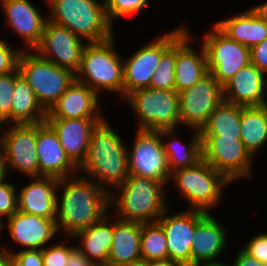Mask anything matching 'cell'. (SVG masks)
Wrapping results in <instances>:
<instances>
[{
	"instance_id": "6da1fadb",
	"label": "cell",
	"mask_w": 267,
	"mask_h": 266,
	"mask_svg": "<svg viewBox=\"0 0 267 266\" xmlns=\"http://www.w3.org/2000/svg\"><path fill=\"white\" fill-rule=\"evenodd\" d=\"M56 200V224L61 237H73L111 211L110 193L80 174L59 179Z\"/></svg>"
},
{
	"instance_id": "7a4b0ae2",
	"label": "cell",
	"mask_w": 267,
	"mask_h": 266,
	"mask_svg": "<svg viewBox=\"0 0 267 266\" xmlns=\"http://www.w3.org/2000/svg\"><path fill=\"white\" fill-rule=\"evenodd\" d=\"M107 120L100 122L91 134L86 157L78 167V174L99 184L110 194L128 178L129 143Z\"/></svg>"
},
{
	"instance_id": "3957f363",
	"label": "cell",
	"mask_w": 267,
	"mask_h": 266,
	"mask_svg": "<svg viewBox=\"0 0 267 266\" xmlns=\"http://www.w3.org/2000/svg\"><path fill=\"white\" fill-rule=\"evenodd\" d=\"M167 186L161 180L129 174L110 194V212L122 221L157 222L170 207Z\"/></svg>"
},
{
	"instance_id": "277c9868",
	"label": "cell",
	"mask_w": 267,
	"mask_h": 266,
	"mask_svg": "<svg viewBox=\"0 0 267 266\" xmlns=\"http://www.w3.org/2000/svg\"><path fill=\"white\" fill-rule=\"evenodd\" d=\"M114 35L106 41L87 43L76 80L86 84L99 96L102 92L115 93L123 100V56Z\"/></svg>"
},
{
	"instance_id": "5b68a950",
	"label": "cell",
	"mask_w": 267,
	"mask_h": 266,
	"mask_svg": "<svg viewBox=\"0 0 267 266\" xmlns=\"http://www.w3.org/2000/svg\"><path fill=\"white\" fill-rule=\"evenodd\" d=\"M48 20L65 26L87 43L111 38L104 0H47Z\"/></svg>"
},
{
	"instance_id": "8992f818",
	"label": "cell",
	"mask_w": 267,
	"mask_h": 266,
	"mask_svg": "<svg viewBox=\"0 0 267 266\" xmlns=\"http://www.w3.org/2000/svg\"><path fill=\"white\" fill-rule=\"evenodd\" d=\"M168 182L187 204V209L202 210L207 213L215 211L223 201V192L231 186V181L221 172L216 171L205 160L196 165L181 168L170 173Z\"/></svg>"
},
{
	"instance_id": "52a82bcc",
	"label": "cell",
	"mask_w": 267,
	"mask_h": 266,
	"mask_svg": "<svg viewBox=\"0 0 267 266\" xmlns=\"http://www.w3.org/2000/svg\"><path fill=\"white\" fill-rule=\"evenodd\" d=\"M123 100L137 117L136 129L180 128L179 93L176 90L146 87L134 90Z\"/></svg>"
},
{
	"instance_id": "ba28073f",
	"label": "cell",
	"mask_w": 267,
	"mask_h": 266,
	"mask_svg": "<svg viewBox=\"0 0 267 266\" xmlns=\"http://www.w3.org/2000/svg\"><path fill=\"white\" fill-rule=\"evenodd\" d=\"M18 69L47 112L76 80L74 73L42 58L34 50L21 51Z\"/></svg>"
},
{
	"instance_id": "9c48e42d",
	"label": "cell",
	"mask_w": 267,
	"mask_h": 266,
	"mask_svg": "<svg viewBox=\"0 0 267 266\" xmlns=\"http://www.w3.org/2000/svg\"><path fill=\"white\" fill-rule=\"evenodd\" d=\"M188 28L185 24H180L170 32L155 36V39H152L151 42L141 45L128 58L123 56V99L134 90L150 87L152 76L157 69L161 56Z\"/></svg>"
},
{
	"instance_id": "30bf717a",
	"label": "cell",
	"mask_w": 267,
	"mask_h": 266,
	"mask_svg": "<svg viewBox=\"0 0 267 266\" xmlns=\"http://www.w3.org/2000/svg\"><path fill=\"white\" fill-rule=\"evenodd\" d=\"M6 126L0 125V159L4 175L8 176L12 170L25 177L39 176L36 123Z\"/></svg>"
},
{
	"instance_id": "8fae6325",
	"label": "cell",
	"mask_w": 267,
	"mask_h": 266,
	"mask_svg": "<svg viewBox=\"0 0 267 266\" xmlns=\"http://www.w3.org/2000/svg\"><path fill=\"white\" fill-rule=\"evenodd\" d=\"M202 159L216 171L224 174L232 183L253 176L255 159L245 148L240 137L222 135H200Z\"/></svg>"
},
{
	"instance_id": "7c38bea8",
	"label": "cell",
	"mask_w": 267,
	"mask_h": 266,
	"mask_svg": "<svg viewBox=\"0 0 267 266\" xmlns=\"http://www.w3.org/2000/svg\"><path fill=\"white\" fill-rule=\"evenodd\" d=\"M203 36L207 69L223 86L241 68L251 63L250 48L230 39L214 23Z\"/></svg>"
},
{
	"instance_id": "4fadbf2b",
	"label": "cell",
	"mask_w": 267,
	"mask_h": 266,
	"mask_svg": "<svg viewBox=\"0 0 267 266\" xmlns=\"http://www.w3.org/2000/svg\"><path fill=\"white\" fill-rule=\"evenodd\" d=\"M223 100V86L208 72L195 85L179 92L180 127L200 131Z\"/></svg>"
},
{
	"instance_id": "5bb4252c",
	"label": "cell",
	"mask_w": 267,
	"mask_h": 266,
	"mask_svg": "<svg viewBox=\"0 0 267 266\" xmlns=\"http://www.w3.org/2000/svg\"><path fill=\"white\" fill-rule=\"evenodd\" d=\"M134 130L133 143L127 146L130 174L161 180L168 184L170 172L160 131Z\"/></svg>"
},
{
	"instance_id": "9a60e30c",
	"label": "cell",
	"mask_w": 267,
	"mask_h": 266,
	"mask_svg": "<svg viewBox=\"0 0 267 266\" xmlns=\"http://www.w3.org/2000/svg\"><path fill=\"white\" fill-rule=\"evenodd\" d=\"M87 42L65 26L47 21L40 43L33 49L42 58L75 75Z\"/></svg>"
},
{
	"instance_id": "2e32d148",
	"label": "cell",
	"mask_w": 267,
	"mask_h": 266,
	"mask_svg": "<svg viewBox=\"0 0 267 266\" xmlns=\"http://www.w3.org/2000/svg\"><path fill=\"white\" fill-rule=\"evenodd\" d=\"M170 211L168 208L157 221L165 232L168 258L180 266H191V246L195 227L207 212L186 209L170 214Z\"/></svg>"
},
{
	"instance_id": "e0dca14e",
	"label": "cell",
	"mask_w": 267,
	"mask_h": 266,
	"mask_svg": "<svg viewBox=\"0 0 267 266\" xmlns=\"http://www.w3.org/2000/svg\"><path fill=\"white\" fill-rule=\"evenodd\" d=\"M6 26L23 40L22 50H33L41 41L48 12L38 10L30 0H0Z\"/></svg>"
},
{
	"instance_id": "ac0fdd59",
	"label": "cell",
	"mask_w": 267,
	"mask_h": 266,
	"mask_svg": "<svg viewBox=\"0 0 267 266\" xmlns=\"http://www.w3.org/2000/svg\"><path fill=\"white\" fill-rule=\"evenodd\" d=\"M5 221L3 229H8L19 250L43 249L60 237L56 219H45L18 210Z\"/></svg>"
},
{
	"instance_id": "d6986e66",
	"label": "cell",
	"mask_w": 267,
	"mask_h": 266,
	"mask_svg": "<svg viewBox=\"0 0 267 266\" xmlns=\"http://www.w3.org/2000/svg\"><path fill=\"white\" fill-rule=\"evenodd\" d=\"M36 150L39 176L62 179L78 174V167L67 156L57 133L46 121L36 123Z\"/></svg>"
},
{
	"instance_id": "ffe728a7",
	"label": "cell",
	"mask_w": 267,
	"mask_h": 266,
	"mask_svg": "<svg viewBox=\"0 0 267 266\" xmlns=\"http://www.w3.org/2000/svg\"><path fill=\"white\" fill-rule=\"evenodd\" d=\"M224 101L249 106L267 104V75L249 63L223 85Z\"/></svg>"
},
{
	"instance_id": "44dd1931",
	"label": "cell",
	"mask_w": 267,
	"mask_h": 266,
	"mask_svg": "<svg viewBox=\"0 0 267 266\" xmlns=\"http://www.w3.org/2000/svg\"><path fill=\"white\" fill-rule=\"evenodd\" d=\"M105 118H46L57 133L59 141L70 160L79 167L84 161L91 134Z\"/></svg>"
},
{
	"instance_id": "7402d4cb",
	"label": "cell",
	"mask_w": 267,
	"mask_h": 266,
	"mask_svg": "<svg viewBox=\"0 0 267 266\" xmlns=\"http://www.w3.org/2000/svg\"><path fill=\"white\" fill-rule=\"evenodd\" d=\"M28 183L17 189L18 210L45 219H56L58 178L28 177Z\"/></svg>"
},
{
	"instance_id": "603a6c76",
	"label": "cell",
	"mask_w": 267,
	"mask_h": 266,
	"mask_svg": "<svg viewBox=\"0 0 267 266\" xmlns=\"http://www.w3.org/2000/svg\"><path fill=\"white\" fill-rule=\"evenodd\" d=\"M100 96L75 80L47 112L46 118H106Z\"/></svg>"
},
{
	"instance_id": "cb8c5ba5",
	"label": "cell",
	"mask_w": 267,
	"mask_h": 266,
	"mask_svg": "<svg viewBox=\"0 0 267 266\" xmlns=\"http://www.w3.org/2000/svg\"><path fill=\"white\" fill-rule=\"evenodd\" d=\"M189 29L176 41L175 90L179 93L195 85L208 73L207 57L202 44L196 50V39ZM195 49V50H194Z\"/></svg>"
},
{
	"instance_id": "d4e9b609",
	"label": "cell",
	"mask_w": 267,
	"mask_h": 266,
	"mask_svg": "<svg viewBox=\"0 0 267 266\" xmlns=\"http://www.w3.org/2000/svg\"><path fill=\"white\" fill-rule=\"evenodd\" d=\"M221 223L210 212L196 224L191 246V266L223 257V252L228 247V229L230 228Z\"/></svg>"
},
{
	"instance_id": "484cf974",
	"label": "cell",
	"mask_w": 267,
	"mask_h": 266,
	"mask_svg": "<svg viewBox=\"0 0 267 266\" xmlns=\"http://www.w3.org/2000/svg\"><path fill=\"white\" fill-rule=\"evenodd\" d=\"M142 223L122 221L114 216V235L108 253V266L141 264Z\"/></svg>"
},
{
	"instance_id": "4316f807",
	"label": "cell",
	"mask_w": 267,
	"mask_h": 266,
	"mask_svg": "<svg viewBox=\"0 0 267 266\" xmlns=\"http://www.w3.org/2000/svg\"><path fill=\"white\" fill-rule=\"evenodd\" d=\"M112 218V219H111ZM114 215L110 212L102 220L77 232L75 245L94 266H108V253L113 242Z\"/></svg>"
},
{
	"instance_id": "83f0119b",
	"label": "cell",
	"mask_w": 267,
	"mask_h": 266,
	"mask_svg": "<svg viewBox=\"0 0 267 266\" xmlns=\"http://www.w3.org/2000/svg\"><path fill=\"white\" fill-rule=\"evenodd\" d=\"M177 130L169 129L160 130L161 140L166 155L167 166L169 172L191 167L202 160V141L200 131L191 130L189 141L184 143L182 138L179 140Z\"/></svg>"
},
{
	"instance_id": "f1b7e54d",
	"label": "cell",
	"mask_w": 267,
	"mask_h": 266,
	"mask_svg": "<svg viewBox=\"0 0 267 266\" xmlns=\"http://www.w3.org/2000/svg\"><path fill=\"white\" fill-rule=\"evenodd\" d=\"M214 24L230 39L250 49L267 38V24L250 8L221 18Z\"/></svg>"
},
{
	"instance_id": "f546056e",
	"label": "cell",
	"mask_w": 267,
	"mask_h": 266,
	"mask_svg": "<svg viewBox=\"0 0 267 266\" xmlns=\"http://www.w3.org/2000/svg\"><path fill=\"white\" fill-rule=\"evenodd\" d=\"M12 96L11 124H35L46 120L47 111L40 105L33 88L15 69V86Z\"/></svg>"
},
{
	"instance_id": "4dcf8cb0",
	"label": "cell",
	"mask_w": 267,
	"mask_h": 266,
	"mask_svg": "<svg viewBox=\"0 0 267 266\" xmlns=\"http://www.w3.org/2000/svg\"><path fill=\"white\" fill-rule=\"evenodd\" d=\"M240 139L256 159L267 145V106H241Z\"/></svg>"
},
{
	"instance_id": "1f68e13d",
	"label": "cell",
	"mask_w": 267,
	"mask_h": 266,
	"mask_svg": "<svg viewBox=\"0 0 267 266\" xmlns=\"http://www.w3.org/2000/svg\"><path fill=\"white\" fill-rule=\"evenodd\" d=\"M241 105L222 101L209 116L200 130V135H222L240 137Z\"/></svg>"
},
{
	"instance_id": "d6a6232c",
	"label": "cell",
	"mask_w": 267,
	"mask_h": 266,
	"mask_svg": "<svg viewBox=\"0 0 267 266\" xmlns=\"http://www.w3.org/2000/svg\"><path fill=\"white\" fill-rule=\"evenodd\" d=\"M168 258L167 240L158 222L142 223L141 262Z\"/></svg>"
},
{
	"instance_id": "836d02e7",
	"label": "cell",
	"mask_w": 267,
	"mask_h": 266,
	"mask_svg": "<svg viewBox=\"0 0 267 266\" xmlns=\"http://www.w3.org/2000/svg\"><path fill=\"white\" fill-rule=\"evenodd\" d=\"M176 42L161 56L151 79V88L175 90Z\"/></svg>"
},
{
	"instance_id": "e575fe53",
	"label": "cell",
	"mask_w": 267,
	"mask_h": 266,
	"mask_svg": "<svg viewBox=\"0 0 267 266\" xmlns=\"http://www.w3.org/2000/svg\"><path fill=\"white\" fill-rule=\"evenodd\" d=\"M105 11L109 23L114 27V22L120 18L140 14L147 7L150 9V0H104Z\"/></svg>"
},
{
	"instance_id": "d590c367",
	"label": "cell",
	"mask_w": 267,
	"mask_h": 266,
	"mask_svg": "<svg viewBox=\"0 0 267 266\" xmlns=\"http://www.w3.org/2000/svg\"><path fill=\"white\" fill-rule=\"evenodd\" d=\"M58 240L42 249L44 266H67L70 251L76 244L71 243L72 237H59Z\"/></svg>"
},
{
	"instance_id": "8d00e7d4",
	"label": "cell",
	"mask_w": 267,
	"mask_h": 266,
	"mask_svg": "<svg viewBox=\"0 0 267 266\" xmlns=\"http://www.w3.org/2000/svg\"><path fill=\"white\" fill-rule=\"evenodd\" d=\"M15 86V70L0 75V125L11 124L12 96Z\"/></svg>"
},
{
	"instance_id": "74e56055",
	"label": "cell",
	"mask_w": 267,
	"mask_h": 266,
	"mask_svg": "<svg viewBox=\"0 0 267 266\" xmlns=\"http://www.w3.org/2000/svg\"><path fill=\"white\" fill-rule=\"evenodd\" d=\"M4 175L0 178V220L5 222L18 211L17 187L7 180Z\"/></svg>"
},
{
	"instance_id": "f35d334b",
	"label": "cell",
	"mask_w": 267,
	"mask_h": 266,
	"mask_svg": "<svg viewBox=\"0 0 267 266\" xmlns=\"http://www.w3.org/2000/svg\"><path fill=\"white\" fill-rule=\"evenodd\" d=\"M12 45L13 43L9 44L4 38L0 39V75L13 72L18 67V59L22 49Z\"/></svg>"
},
{
	"instance_id": "ab89813d",
	"label": "cell",
	"mask_w": 267,
	"mask_h": 266,
	"mask_svg": "<svg viewBox=\"0 0 267 266\" xmlns=\"http://www.w3.org/2000/svg\"><path fill=\"white\" fill-rule=\"evenodd\" d=\"M13 254L14 266H44L42 249L17 250L8 246L1 245Z\"/></svg>"
},
{
	"instance_id": "60d3db41",
	"label": "cell",
	"mask_w": 267,
	"mask_h": 266,
	"mask_svg": "<svg viewBox=\"0 0 267 266\" xmlns=\"http://www.w3.org/2000/svg\"><path fill=\"white\" fill-rule=\"evenodd\" d=\"M242 249L256 260L267 264V232L253 236Z\"/></svg>"
},
{
	"instance_id": "b9f144b4",
	"label": "cell",
	"mask_w": 267,
	"mask_h": 266,
	"mask_svg": "<svg viewBox=\"0 0 267 266\" xmlns=\"http://www.w3.org/2000/svg\"><path fill=\"white\" fill-rule=\"evenodd\" d=\"M251 63L267 75V38L250 49Z\"/></svg>"
},
{
	"instance_id": "7bdbcfd3",
	"label": "cell",
	"mask_w": 267,
	"mask_h": 266,
	"mask_svg": "<svg viewBox=\"0 0 267 266\" xmlns=\"http://www.w3.org/2000/svg\"><path fill=\"white\" fill-rule=\"evenodd\" d=\"M236 254L232 262L233 266H267L265 263H261L256 260L254 257L248 255L242 248Z\"/></svg>"
},
{
	"instance_id": "ee69618b",
	"label": "cell",
	"mask_w": 267,
	"mask_h": 266,
	"mask_svg": "<svg viewBox=\"0 0 267 266\" xmlns=\"http://www.w3.org/2000/svg\"><path fill=\"white\" fill-rule=\"evenodd\" d=\"M67 266H94L76 246L70 251Z\"/></svg>"
},
{
	"instance_id": "f6af8a7d",
	"label": "cell",
	"mask_w": 267,
	"mask_h": 266,
	"mask_svg": "<svg viewBox=\"0 0 267 266\" xmlns=\"http://www.w3.org/2000/svg\"><path fill=\"white\" fill-rule=\"evenodd\" d=\"M0 266H14L13 254L0 247Z\"/></svg>"
},
{
	"instance_id": "bcb514c9",
	"label": "cell",
	"mask_w": 267,
	"mask_h": 266,
	"mask_svg": "<svg viewBox=\"0 0 267 266\" xmlns=\"http://www.w3.org/2000/svg\"><path fill=\"white\" fill-rule=\"evenodd\" d=\"M250 9L267 24V1L263 3L255 4V6L250 7Z\"/></svg>"
},
{
	"instance_id": "7dc6e473",
	"label": "cell",
	"mask_w": 267,
	"mask_h": 266,
	"mask_svg": "<svg viewBox=\"0 0 267 266\" xmlns=\"http://www.w3.org/2000/svg\"><path fill=\"white\" fill-rule=\"evenodd\" d=\"M143 266H180L176 261L169 258L161 260H152L141 263Z\"/></svg>"
},
{
	"instance_id": "c3c4849f",
	"label": "cell",
	"mask_w": 267,
	"mask_h": 266,
	"mask_svg": "<svg viewBox=\"0 0 267 266\" xmlns=\"http://www.w3.org/2000/svg\"><path fill=\"white\" fill-rule=\"evenodd\" d=\"M192 266H233L232 262L231 264L228 262H224L223 261H219V260H215V261H208V262H199L196 264H193Z\"/></svg>"
},
{
	"instance_id": "681fc988",
	"label": "cell",
	"mask_w": 267,
	"mask_h": 266,
	"mask_svg": "<svg viewBox=\"0 0 267 266\" xmlns=\"http://www.w3.org/2000/svg\"><path fill=\"white\" fill-rule=\"evenodd\" d=\"M3 176H4L3 166H2V163H1V159H0V178H2Z\"/></svg>"
},
{
	"instance_id": "f907efd6",
	"label": "cell",
	"mask_w": 267,
	"mask_h": 266,
	"mask_svg": "<svg viewBox=\"0 0 267 266\" xmlns=\"http://www.w3.org/2000/svg\"><path fill=\"white\" fill-rule=\"evenodd\" d=\"M2 230H4L3 229V222L0 220V234H1Z\"/></svg>"
}]
</instances>
